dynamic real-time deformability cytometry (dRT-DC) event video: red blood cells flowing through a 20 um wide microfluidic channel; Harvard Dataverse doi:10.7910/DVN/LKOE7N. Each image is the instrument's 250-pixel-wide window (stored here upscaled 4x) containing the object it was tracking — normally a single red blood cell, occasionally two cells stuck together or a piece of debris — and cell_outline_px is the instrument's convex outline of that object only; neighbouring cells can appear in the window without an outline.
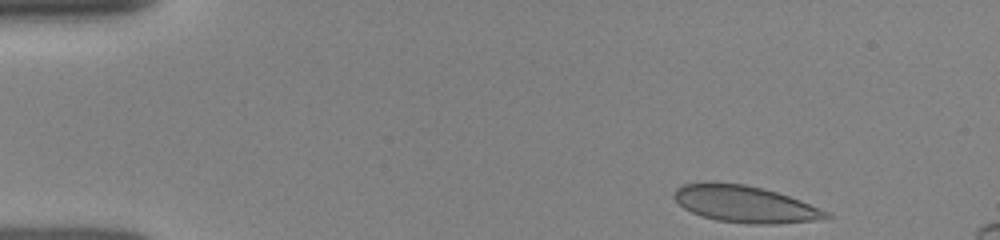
{"species": "human", "species_latin": "Homo sapiens", "temperature_condition": "room temperature", "stored_images_in_passage": 35, "camera_frame_rate_fps": 3000, "um_per_image_px": 0.085, "donor": {"sex": "female"}, "frame": {"image": 1, "passage_image": 1, "time_ms": 0.0, "image_size_px": [1000, 240], "cell_outline_px": [[832, 216], [812, 220], [776, 224], [748, 224], [716, 220], [700, 216], [684, 208], [672, 196], [672, 192], [676, 188], [684, 184], [708, 180], [712, 180], [744, 184], [776, 192], [800, 200], [828, 212]], "centroid_in_image_um": [63.22, 17.32], "position_along_channel_um": 21.8, "area_um2": 32.71}}
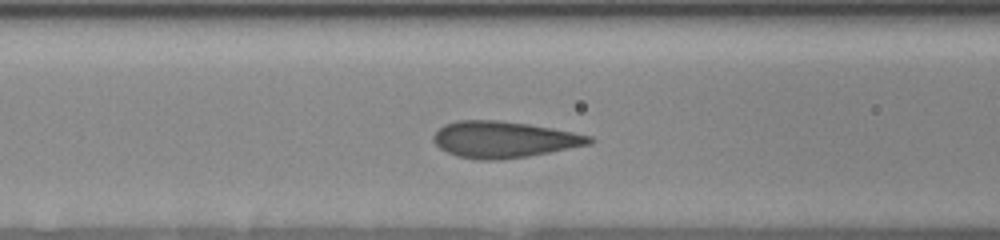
{"frame": {"image": 2, "passage_image": 20, "time_ms": 4.667, "image_size_px": [1000, 240], "cell_outline_px": [[596, 140], [592, 144], [528, 156], [500, 160], [476, 160], [456, 156], [440, 148], [432, 140], [432, 136], [444, 124], [456, 120], [500, 120], [528, 124], [552, 128], [592, 136]], "centroid_in_image_um": [42.82, 11.86], "position_along_channel_um": 123.8, "area_um2": 33.23}}
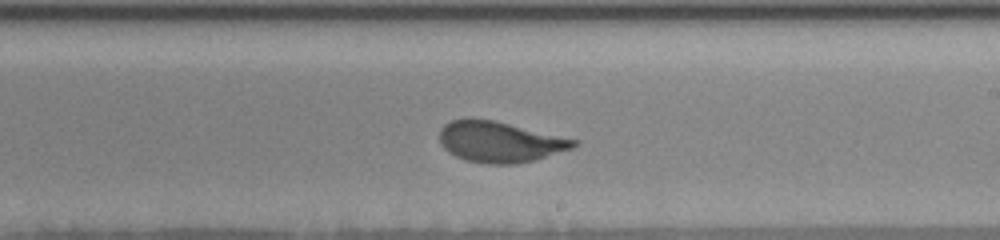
{"frame": {"image": 3, "passage_image": 34, "time_ms": 7.667, "image_size_px": [1000, 240], "cell_outline_px": [[580, 144], [572, 148], [536, 160], [516, 164], [488, 164], [464, 160], [448, 152], [440, 144], [440, 128], [444, 124], [452, 120], [468, 116], [492, 120], [580, 140]], "centroid_in_image_um": [42.47, 12.05], "position_along_channel_um": 246.5, "area_um2": 32.31}}